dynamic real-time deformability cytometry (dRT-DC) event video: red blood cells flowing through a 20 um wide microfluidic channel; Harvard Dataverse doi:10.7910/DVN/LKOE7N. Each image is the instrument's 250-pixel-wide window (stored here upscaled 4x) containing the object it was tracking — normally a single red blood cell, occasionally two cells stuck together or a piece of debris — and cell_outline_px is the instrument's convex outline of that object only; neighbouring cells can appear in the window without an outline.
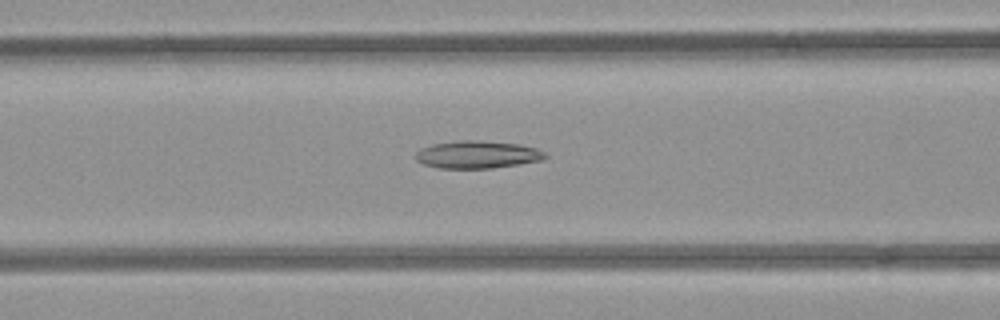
{"species": "common noctule bat (a hibernating species)", "species_latin": "Nyctalus noctula", "temperature_condition": "room temperature", "stored_images_in_passage": 53, "camera_frame_rate_fps": 3000, "um_per_image_px": 0.085, "animal": {"sex": "female", "body_mass_g": 21.9}, "frame": {"image": 1, "passage_image": 22, "time_ms": 7.0, "image_size_px": [1000, 320], "cell_outline_px": [[548, 156], [544, 160], [492, 168], [440, 168], [424, 164], [416, 160], [412, 156], [420, 148], [432, 144], [460, 140], [480, 140], [520, 144], [536, 148], [544, 152]], "centroid_in_image_um": [40.56, 13.13], "position_along_channel_um": 126.0, "area_um2": 20.98}}
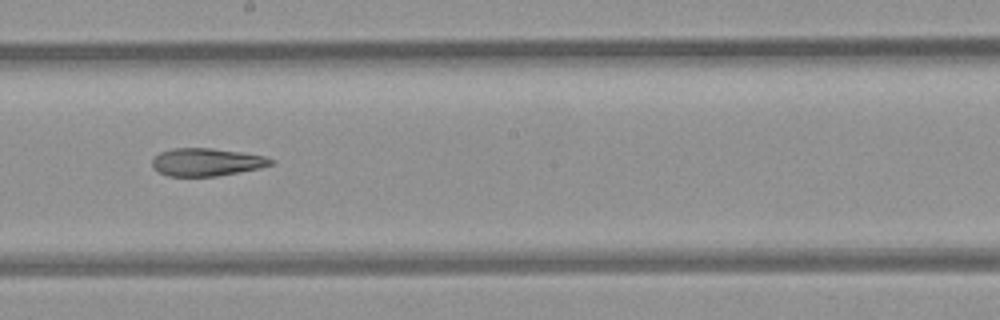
{"frame": {"image": 2, "passage_image": 30, "time_ms": 9.667, "image_size_px": [1000, 320], "cell_outline_px": [[276, 164], [260, 168], [216, 176], [168, 176], [152, 168], [152, 160], [160, 152], [172, 148], [212, 148], [240, 152], [264, 156], [276, 160]], "centroid_in_image_um": [17.58, 13.77], "position_along_channel_um": 230.6, "area_um2": 19.25}}
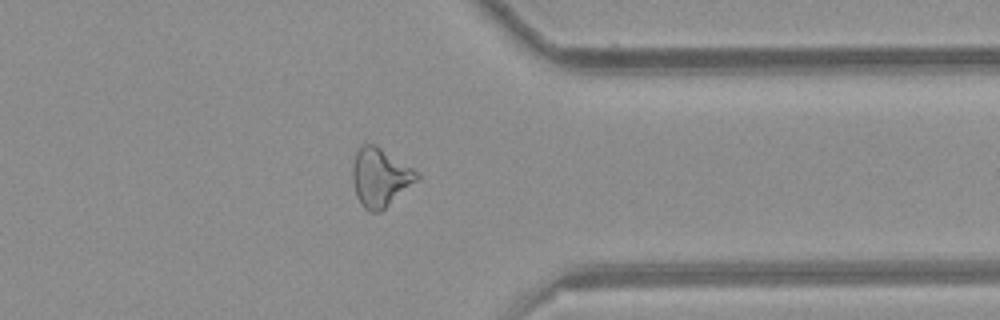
{"frame": {"image": 3, "passage_image": 42, "time_ms": 13.667, "image_size_px": [1000, 320], "cell_outline_px": [[420, 176], [416, 180], [380, 212], [368, 212], [360, 204], [356, 196], [352, 184], [352, 168], [356, 152], [364, 144], [372, 144], [380, 148], [412, 168]], "centroid_in_image_um": [32.25, 15.1], "position_along_channel_um": 379.2, "area_um2": 21.39}, "authors_computed_cell_mechanics": {"area_um2": 22.1374, "velocity_mm_per_s": 3.9112, "shape_relaxation_time_tau1_ms": null, "shape_relaxation_time_tau2_ms": 8.688, "deformation_change_tau1": null, "deformation_change_tau2": 0.2247}}